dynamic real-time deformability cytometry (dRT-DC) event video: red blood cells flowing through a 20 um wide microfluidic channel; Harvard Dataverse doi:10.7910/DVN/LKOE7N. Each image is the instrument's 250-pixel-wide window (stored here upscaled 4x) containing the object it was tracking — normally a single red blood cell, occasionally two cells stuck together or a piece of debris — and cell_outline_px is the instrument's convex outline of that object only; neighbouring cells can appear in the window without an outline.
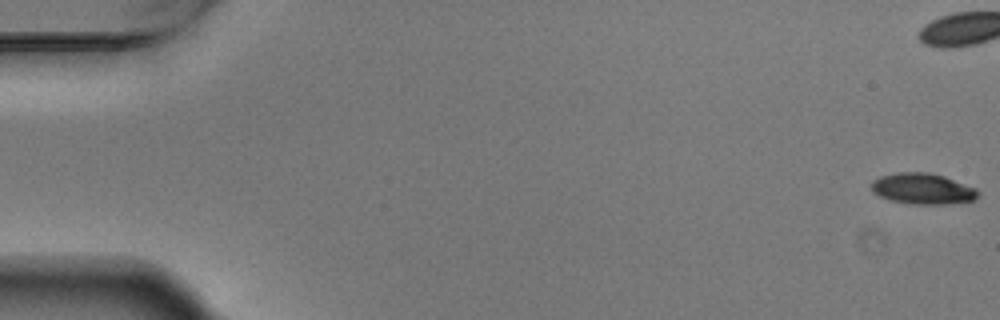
{"species": "Egyptian fruit bat (a non-hibernating species)", "species_latin": "Rousettus aegyptiacus", "temperature_condition": "warm", "stored_images_in_passage": 12, "camera_frame_rate_fps": 3000, "um_per_image_px": 0.085, "animal": {"sex": "male"}, "frame": {"image": 1, "passage_image": 1, "time_ms": 0.0, "image_size_px": [1000, 320], "cell_outline_px": [[980, 192], [972, 200], [944, 204], [912, 204], [892, 200], [880, 196], [872, 192], [872, 180], [880, 176], [896, 172], [932, 172], [944, 176], [976, 188]], "centroid_in_image_um": [78.4, 16.02], "position_along_channel_um": 6.6, "area_um2": 19.13}}